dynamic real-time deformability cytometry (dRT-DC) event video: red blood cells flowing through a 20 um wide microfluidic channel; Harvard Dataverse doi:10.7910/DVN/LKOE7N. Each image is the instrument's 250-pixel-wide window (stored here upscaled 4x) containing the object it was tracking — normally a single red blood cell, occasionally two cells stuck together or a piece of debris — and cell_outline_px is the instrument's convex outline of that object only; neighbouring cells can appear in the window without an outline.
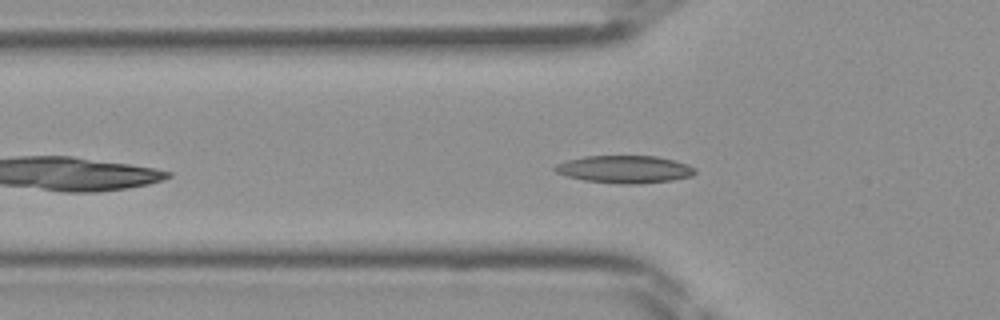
{"species": "Egyptian fruit bat (a non-hibernating species)", "species_latin": "Rousettus aegyptiacus", "temperature_condition": "room temperature", "stored_images_in_passage": 35, "camera_frame_rate_fps": 3000, "um_per_image_px": 0.085, "frame": {"image": 1, "passage_image": 7, "time_ms": 2.0, "image_size_px": [1000, 320], "cell_outline_px": [[696, 172], [692, 176], [672, 180], [636, 184], [616, 184], [584, 180], [568, 176], [556, 172], [552, 168], [556, 164], [568, 160], [584, 156], [656, 156], [688, 164], [696, 168]], "centroid_in_image_um": [53.1, 14.39], "position_along_channel_um": 72.7, "area_um2": 22.48}}
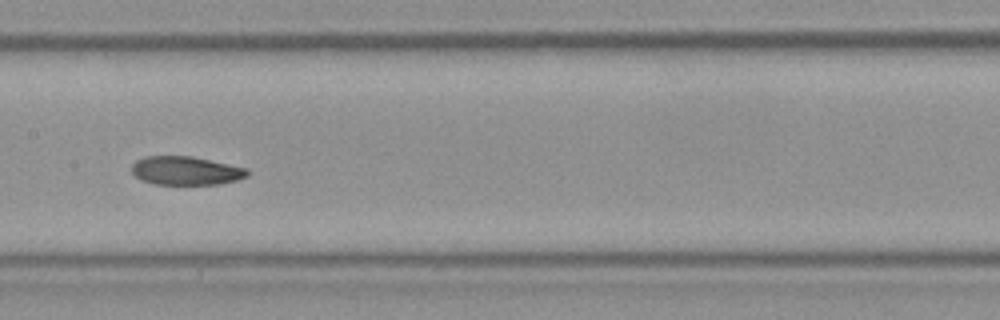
{"frame": {"image": 2, "passage_image": 15, "time_ms": 4.667, "image_size_px": [1000, 320], "cell_outline_px": [[248, 176], [236, 180], [220, 184], [152, 184], [140, 180], [132, 172], [132, 164], [136, 160], [144, 156], [192, 156], [248, 168]], "centroid_in_image_um": [15.78, 14.5], "position_along_channel_um": 191.6, "area_um2": 19.36}}
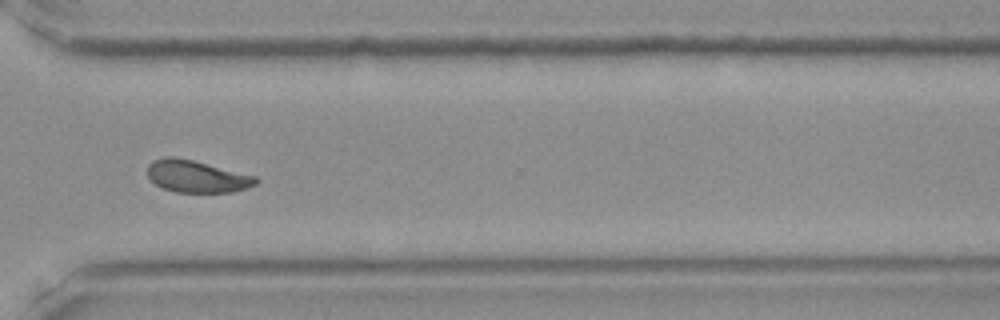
{"frame": {"image": 3, "passage_image": 26, "time_ms": 8.333, "image_size_px": [1000, 320], "cell_outline_px": [[260, 180], [256, 184], [248, 188], [232, 192], [176, 192], [160, 188], [148, 176], [148, 164], [152, 160], [164, 156], [172, 156], [192, 160], [256, 176]], "centroid_in_image_um": [16.71, 14.99], "position_along_channel_um": 353.9, "area_um2": 20.35}}